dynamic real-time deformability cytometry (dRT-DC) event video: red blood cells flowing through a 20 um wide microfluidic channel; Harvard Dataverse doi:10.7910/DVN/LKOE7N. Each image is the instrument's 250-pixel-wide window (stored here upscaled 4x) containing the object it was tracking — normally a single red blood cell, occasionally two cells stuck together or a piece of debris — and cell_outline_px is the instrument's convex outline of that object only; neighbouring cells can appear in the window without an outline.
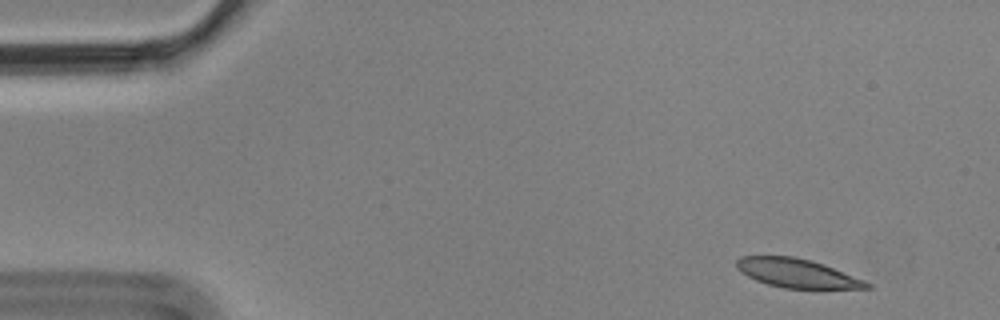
{"species": "Egyptian fruit bat (a non-hibernating species)", "species_latin": "Rousettus aegyptiacus", "temperature_condition": "cold", "stored_images_in_passage": 3, "camera_frame_rate_fps": 3000, "um_per_image_px": 0.085, "animal": {"sex": "male"}, "frame": {"image": 1, "passage_image": 1, "time_ms": 0.0, "image_size_px": [1000, 320], "cell_outline_px": [[872, 288], [784, 288], [768, 284], [756, 280], [740, 272], [736, 268], [736, 260], [740, 256], [792, 256], [812, 260], [824, 264], [864, 280], [872, 284]], "centroid_in_image_um": [67.72, 23.21], "position_along_channel_um": 17.3, "area_um2": 21.79}}
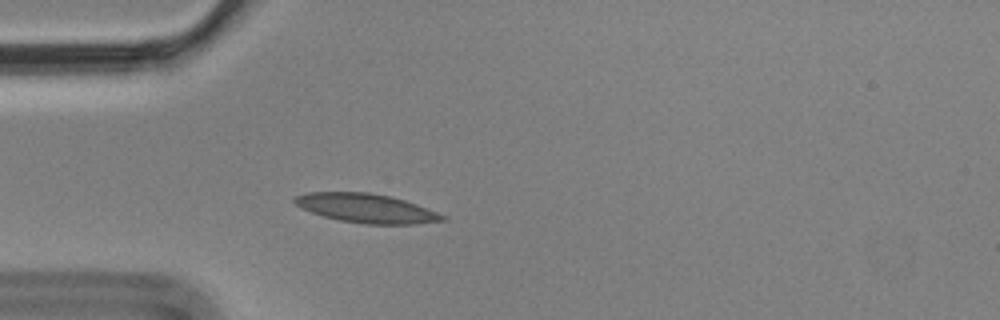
{"frame": {"image": 2, "passage_image": 3, "time_ms": 0.667, "image_size_px": [1000, 320], "cell_outline_px": [[448, 220], [416, 224], [364, 224], [340, 220], [324, 216], [300, 208], [292, 200], [296, 196], [308, 192], [368, 192], [388, 196], [404, 200], [416, 204], [448, 216]], "centroid_in_image_um": [31.16, 17.7], "position_along_channel_um": 53.8, "area_um2": 24.97}}